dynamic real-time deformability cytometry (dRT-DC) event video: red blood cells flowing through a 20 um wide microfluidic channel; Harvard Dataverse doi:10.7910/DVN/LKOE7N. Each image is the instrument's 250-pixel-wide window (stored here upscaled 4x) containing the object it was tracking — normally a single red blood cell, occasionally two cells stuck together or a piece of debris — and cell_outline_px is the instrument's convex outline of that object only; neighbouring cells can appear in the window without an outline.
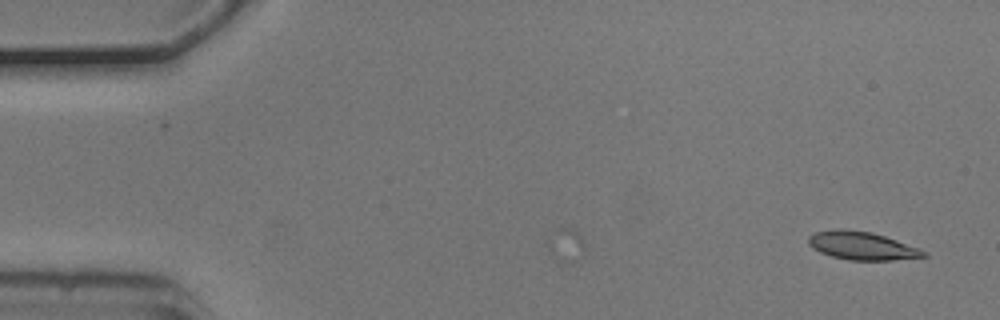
{"species": "common noctule bat (a hibernating species)", "species_latin": "Nyctalus noctula", "temperature_condition": "cold", "stored_images_in_passage": 2, "camera_frame_rate_fps": 3000, "um_per_image_px": 0.085, "animal": {"sex": "male", "body_mass_g": 20.5, "forearm_length_mm": 52.5}, "frame": {"image": 1, "passage_image": 2, "time_ms": 0.333, "image_size_px": [1000, 320], "cell_outline_px": [[928, 256], [892, 260], [848, 260], [832, 256], [820, 252], [812, 248], [808, 244], [808, 236], [816, 232], [836, 228], [872, 232], [896, 240], [928, 252]], "centroid_in_image_um": [73.23, 20.89], "position_along_channel_um": 11.8, "area_um2": 18.79}}